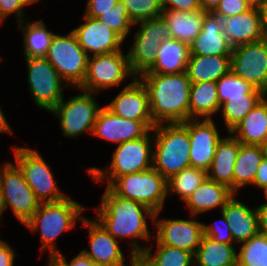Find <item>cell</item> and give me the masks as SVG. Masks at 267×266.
I'll use <instances>...</instances> for the list:
<instances>
[{"label": "cell", "instance_id": "1", "mask_svg": "<svg viewBox=\"0 0 267 266\" xmlns=\"http://www.w3.org/2000/svg\"><path fill=\"white\" fill-rule=\"evenodd\" d=\"M100 203L96 220L115 239H130V256L138 258L146 247H141L136 240H150L147 216L154 220L155 212L139 202L115 195L107 186Z\"/></svg>", "mask_w": 267, "mask_h": 266}, {"label": "cell", "instance_id": "2", "mask_svg": "<svg viewBox=\"0 0 267 266\" xmlns=\"http://www.w3.org/2000/svg\"><path fill=\"white\" fill-rule=\"evenodd\" d=\"M145 85L153 122L183 123L190 119V87L186 72L178 74L144 73L138 77Z\"/></svg>", "mask_w": 267, "mask_h": 266}, {"label": "cell", "instance_id": "3", "mask_svg": "<svg viewBox=\"0 0 267 266\" xmlns=\"http://www.w3.org/2000/svg\"><path fill=\"white\" fill-rule=\"evenodd\" d=\"M152 131V167L166 180L191 166L188 120L183 123L157 124Z\"/></svg>", "mask_w": 267, "mask_h": 266}, {"label": "cell", "instance_id": "4", "mask_svg": "<svg viewBox=\"0 0 267 266\" xmlns=\"http://www.w3.org/2000/svg\"><path fill=\"white\" fill-rule=\"evenodd\" d=\"M85 209L84 205L69 197L58 202L41 203L25 226L31 232L40 230L41 249H48L49 257H56L60 253L55 243L57 237L64 231L73 230L77 220L85 217L81 215Z\"/></svg>", "mask_w": 267, "mask_h": 266}, {"label": "cell", "instance_id": "5", "mask_svg": "<svg viewBox=\"0 0 267 266\" xmlns=\"http://www.w3.org/2000/svg\"><path fill=\"white\" fill-rule=\"evenodd\" d=\"M149 130L143 137L123 142L114 150L107 170L89 167L87 173L95 182L108 183L107 187L118 177L152 168L153 134ZM151 135V136H150Z\"/></svg>", "mask_w": 267, "mask_h": 266}, {"label": "cell", "instance_id": "6", "mask_svg": "<svg viewBox=\"0 0 267 266\" xmlns=\"http://www.w3.org/2000/svg\"><path fill=\"white\" fill-rule=\"evenodd\" d=\"M108 188L117 196L139 202L161 213L167 195V180L153 167L116 178Z\"/></svg>", "mask_w": 267, "mask_h": 266}, {"label": "cell", "instance_id": "7", "mask_svg": "<svg viewBox=\"0 0 267 266\" xmlns=\"http://www.w3.org/2000/svg\"><path fill=\"white\" fill-rule=\"evenodd\" d=\"M0 202L1 216L10 207L23 225L31 219L41 204L22 171L11 161L0 166Z\"/></svg>", "mask_w": 267, "mask_h": 266}, {"label": "cell", "instance_id": "8", "mask_svg": "<svg viewBox=\"0 0 267 266\" xmlns=\"http://www.w3.org/2000/svg\"><path fill=\"white\" fill-rule=\"evenodd\" d=\"M67 86L78 88L86 75L89 55L79 45L73 31L63 36L55 34L45 57Z\"/></svg>", "mask_w": 267, "mask_h": 266}, {"label": "cell", "instance_id": "9", "mask_svg": "<svg viewBox=\"0 0 267 266\" xmlns=\"http://www.w3.org/2000/svg\"><path fill=\"white\" fill-rule=\"evenodd\" d=\"M122 52L90 55L85 78L77 90L97 94L103 89L119 86L127 77L132 76L134 80L136 77L131 71L128 55Z\"/></svg>", "mask_w": 267, "mask_h": 266}, {"label": "cell", "instance_id": "10", "mask_svg": "<svg viewBox=\"0 0 267 266\" xmlns=\"http://www.w3.org/2000/svg\"><path fill=\"white\" fill-rule=\"evenodd\" d=\"M15 164L41 203L58 202L67 196L61 194L50 166L36 149L13 147Z\"/></svg>", "mask_w": 267, "mask_h": 266}, {"label": "cell", "instance_id": "11", "mask_svg": "<svg viewBox=\"0 0 267 266\" xmlns=\"http://www.w3.org/2000/svg\"><path fill=\"white\" fill-rule=\"evenodd\" d=\"M140 28L134 34V44L127 52L129 65L135 77L147 72L157 59V51L164 39L170 38V29L162 16L137 22Z\"/></svg>", "mask_w": 267, "mask_h": 266}, {"label": "cell", "instance_id": "12", "mask_svg": "<svg viewBox=\"0 0 267 266\" xmlns=\"http://www.w3.org/2000/svg\"><path fill=\"white\" fill-rule=\"evenodd\" d=\"M81 93L63 99L54 107L53 113L60 122V128L65 137L75 138L88 132L92 135L98 111L101 109L96 102L94 93L79 90Z\"/></svg>", "mask_w": 267, "mask_h": 266}, {"label": "cell", "instance_id": "13", "mask_svg": "<svg viewBox=\"0 0 267 266\" xmlns=\"http://www.w3.org/2000/svg\"><path fill=\"white\" fill-rule=\"evenodd\" d=\"M25 61L30 95L35 105L50 112L63 99V86L67 84L45 57H30Z\"/></svg>", "mask_w": 267, "mask_h": 266}, {"label": "cell", "instance_id": "14", "mask_svg": "<svg viewBox=\"0 0 267 266\" xmlns=\"http://www.w3.org/2000/svg\"><path fill=\"white\" fill-rule=\"evenodd\" d=\"M230 69L255 88L267 93V41L232 48Z\"/></svg>", "mask_w": 267, "mask_h": 266}, {"label": "cell", "instance_id": "15", "mask_svg": "<svg viewBox=\"0 0 267 266\" xmlns=\"http://www.w3.org/2000/svg\"><path fill=\"white\" fill-rule=\"evenodd\" d=\"M160 213L154 215L156 227V243L187 250L195 255L203 236L202 223L193 219H158ZM157 218V219H156Z\"/></svg>", "mask_w": 267, "mask_h": 266}, {"label": "cell", "instance_id": "16", "mask_svg": "<svg viewBox=\"0 0 267 266\" xmlns=\"http://www.w3.org/2000/svg\"><path fill=\"white\" fill-rule=\"evenodd\" d=\"M155 126L153 121L122 118L104 106L98 111L92 135L119 145L143 137Z\"/></svg>", "mask_w": 267, "mask_h": 266}, {"label": "cell", "instance_id": "17", "mask_svg": "<svg viewBox=\"0 0 267 266\" xmlns=\"http://www.w3.org/2000/svg\"><path fill=\"white\" fill-rule=\"evenodd\" d=\"M190 165L208 171L216 152L217 143L222 139L213 119L188 120Z\"/></svg>", "mask_w": 267, "mask_h": 266}, {"label": "cell", "instance_id": "18", "mask_svg": "<svg viewBox=\"0 0 267 266\" xmlns=\"http://www.w3.org/2000/svg\"><path fill=\"white\" fill-rule=\"evenodd\" d=\"M85 23L72 29L76 35L79 45L87 55L107 54L122 49L123 39L112 29L97 18L83 15ZM89 52V53H88Z\"/></svg>", "mask_w": 267, "mask_h": 266}, {"label": "cell", "instance_id": "19", "mask_svg": "<svg viewBox=\"0 0 267 266\" xmlns=\"http://www.w3.org/2000/svg\"><path fill=\"white\" fill-rule=\"evenodd\" d=\"M81 222L89 231L90 250L83 249L84 254L94 263L107 266H126L124 253L117 239L104 229L96 219L90 220L84 217Z\"/></svg>", "mask_w": 267, "mask_h": 266}, {"label": "cell", "instance_id": "20", "mask_svg": "<svg viewBox=\"0 0 267 266\" xmlns=\"http://www.w3.org/2000/svg\"><path fill=\"white\" fill-rule=\"evenodd\" d=\"M106 107L125 119L153 121L147 89L138 77L125 85Z\"/></svg>", "mask_w": 267, "mask_h": 266}, {"label": "cell", "instance_id": "21", "mask_svg": "<svg viewBox=\"0 0 267 266\" xmlns=\"http://www.w3.org/2000/svg\"><path fill=\"white\" fill-rule=\"evenodd\" d=\"M190 55H231L232 46L223 32V20L213 12L204 11L202 30L191 42Z\"/></svg>", "mask_w": 267, "mask_h": 266}, {"label": "cell", "instance_id": "22", "mask_svg": "<svg viewBox=\"0 0 267 266\" xmlns=\"http://www.w3.org/2000/svg\"><path fill=\"white\" fill-rule=\"evenodd\" d=\"M226 221L236 245L250 240L259 231V217L257 209H251L243 202L237 200L234 195L220 210Z\"/></svg>", "mask_w": 267, "mask_h": 266}, {"label": "cell", "instance_id": "23", "mask_svg": "<svg viewBox=\"0 0 267 266\" xmlns=\"http://www.w3.org/2000/svg\"><path fill=\"white\" fill-rule=\"evenodd\" d=\"M222 20L223 32L232 47L263 39L258 8Z\"/></svg>", "mask_w": 267, "mask_h": 266}, {"label": "cell", "instance_id": "24", "mask_svg": "<svg viewBox=\"0 0 267 266\" xmlns=\"http://www.w3.org/2000/svg\"><path fill=\"white\" fill-rule=\"evenodd\" d=\"M217 143L213 162L207 171V178L227 186L233 191L234 164L239 152L240 142L231 134Z\"/></svg>", "mask_w": 267, "mask_h": 266}, {"label": "cell", "instance_id": "25", "mask_svg": "<svg viewBox=\"0 0 267 266\" xmlns=\"http://www.w3.org/2000/svg\"><path fill=\"white\" fill-rule=\"evenodd\" d=\"M234 192L227 186L206 178L185 201L191 216L225 206Z\"/></svg>", "mask_w": 267, "mask_h": 266}, {"label": "cell", "instance_id": "26", "mask_svg": "<svg viewBox=\"0 0 267 266\" xmlns=\"http://www.w3.org/2000/svg\"><path fill=\"white\" fill-rule=\"evenodd\" d=\"M190 47L173 38L164 39L157 51L154 65L145 73L178 74L186 72Z\"/></svg>", "mask_w": 267, "mask_h": 266}, {"label": "cell", "instance_id": "27", "mask_svg": "<svg viewBox=\"0 0 267 266\" xmlns=\"http://www.w3.org/2000/svg\"><path fill=\"white\" fill-rule=\"evenodd\" d=\"M229 133L240 143L261 145L267 141V97L265 96Z\"/></svg>", "mask_w": 267, "mask_h": 266}, {"label": "cell", "instance_id": "28", "mask_svg": "<svg viewBox=\"0 0 267 266\" xmlns=\"http://www.w3.org/2000/svg\"><path fill=\"white\" fill-rule=\"evenodd\" d=\"M231 55H190L186 74L191 83L217 82L230 69Z\"/></svg>", "mask_w": 267, "mask_h": 266}, {"label": "cell", "instance_id": "29", "mask_svg": "<svg viewBox=\"0 0 267 266\" xmlns=\"http://www.w3.org/2000/svg\"><path fill=\"white\" fill-rule=\"evenodd\" d=\"M161 16L170 29V38L190 45L202 30L204 11L191 12L179 10H163Z\"/></svg>", "mask_w": 267, "mask_h": 266}, {"label": "cell", "instance_id": "30", "mask_svg": "<svg viewBox=\"0 0 267 266\" xmlns=\"http://www.w3.org/2000/svg\"><path fill=\"white\" fill-rule=\"evenodd\" d=\"M264 159L260 145L240 143L239 152L233 171V192L252 185L259 165Z\"/></svg>", "mask_w": 267, "mask_h": 266}, {"label": "cell", "instance_id": "31", "mask_svg": "<svg viewBox=\"0 0 267 266\" xmlns=\"http://www.w3.org/2000/svg\"><path fill=\"white\" fill-rule=\"evenodd\" d=\"M194 263L196 266H237V251L234 245L216 242L203 235Z\"/></svg>", "mask_w": 267, "mask_h": 266}, {"label": "cell", "instance_id": "32", "mask_svg": "<svg viewBox=\"0 0 267 266\" xmlns=\"http://www.w3.org/2000/svg\"><path fill=\"white\" fill-rule=\"evenodd\" d=\"M190 119H212L219 112L216 82L191 83L190 87Z\"/></svg>", "mask_w": 267, "mask_h": 266}, {"label": "cell", "instance_id": "33", "mask_svg": "<svg viewBox=\"0 0 267 266\" xmlns=\"http://www.w3.org/2000/svg\"><path fill=\"white\" fill-rule=\"evenodd\" d=\"M41 20L34 22H19L20 31L24 35V55L30 57H46L51 40L55 35L49 31L46 24Z\"/></svg>", "mask_w": 267, "mask_h": 266}, {"label": "cell", "instance_id": "34", "mask_svg": "<svg viewBox=\"0 0 267 266\" xmlns=\"http://www.w3.org/2000/svg\"><path fill=\"white\" fill-rule=\"evenodd\" d=\"M156 252L146 247L138 259L145 266H193L194 255L184 249L156 243Z\"/></svg>", "mask_w": 267, "mask_h": 266}, {"label": "cell", "instance_id": "35", "mask_svg": "<svg viewBox=\"0 0 267 266\" xmlns=\"http://www.w3.org/2000/svg\"><path fill=\"white\" fill-rule=\"evenodd\" d=\"M266 93L258 88H253L244 97L229 98L220 106L223 120L230 132L264 97Z\"/></svg>", "mask_w": 267, "mask_h": 266}, {"label": "cell", "instance_id": "36", "mask_svg": "<svg viewBox=\"0 0 267 266\" xmlns=\"http://www.w3.org/2000/svg\"><path fill=\"white\" fill-rule=\"evenodd\" d=\"M206 178L207 172L202 169L184 168L167 180V195L177 194L185 202Z\"/></svg>", "mask_w": 267, "mask_h": 266}, {"label": "cell", "instance_id": "37", "mask_svg": "<svg viewBox=\"0 0 267 266\" xmlns=\"http://www.w3.org/2000/svg\"><path fill=\"white\" fill-rule=\"evenodd\" d=\"M240 245L237 266H267V235L259 232Z\"/></svg>", "mask_w": 267, "mask_h": 266}, {"label": "cell", "instance_id": "38", "mask_svg": "<svg viewBox=\"0 0 267 266\" xmlns=\"http://www.w3.org/2000/svg\"><path fill=\"white\" fill-rule=\"evenodd\" d=\"M217 93L220 105L229 98L244 97L254 86L238 77L232 70H229L217 82Z\"/></svg>", "mask_w": 267, "mask_h": 266}, {"label": "cell", "instance_id": "39", "mask_svg": "<svg viewBox=\"0 0 267 266\" xmlns=\"http://www.w3.org/2000/svg\"><path fill=\"white\" fill-rule=\"evenodd\" d=\"M97 19L116 32L123 40L127 38L131 27L135 26L130 20L126 6L120 0L114 7L99 15Z\"/></svg>", "mask_w": 267, "mask_h": 266}, {"label": "cell", "instance_id": "40", "mask_svg": "<svg viewBox=\"0 0 267 266\" xmlns=\"http://www.w3.org/2000/svg\"><path fill=\"white\" fill-rule=\"evenodd\" d=\"M127 8L130 20L134 23L160 17L163 12L161 0H120Z\"/></svg>", "mask_w": 267, "mask_h": 266}, {"label": "cell", "instance_id": "41", "mask_svg": "<svg viewBox=\"0 0 267 266\" xmlns=\"http://www.w3.org/2000/svg\"><path fill=\"white\" fill-rule=\"evenodd\" d=\"M221 217L222 219H220L218 223L214 222L209 225L202 223L203 235L210 237L216 242L235 245L229 228V223L226 221L222 212ZM222 224L223 227L221 226Z\"/></svg>", "mask_w": 267, "mask_h": 266}, {"label": "cell", "instance_id": "42", "mask_svg": "<svg viewBox=\"0 0 267 266\" xmlns=\"http://www.w3.org/2000/svg\"><path fill=\"white\" fill-rule=\"evenodd\" d=\"M251 9L245 0H220L219 5L213 11L215 15L224 19L237 14L244 13Z\"/></svg>", "mask_w": 267, "mask_h": 266}, {"label": "cell", "instance_id": "43", "mask_svg": "<svg viewBox=\"0 0 267 266\" xmlns=\"http://www.w3.org/2000/svg\"><path fill=\"white\" fill-rule=\"evenodd\" d=\"M23 8L25 6L21 0H0V23L2 24L13 13L17 16V23L24 21Z\"/></svg>", "mask_w": 267, "mask_h": 266}, {"label": "cell", "instance_id": "44", "mask_svg": "<svg viewBox=\"0 0 267 266\" xmlns=\"http://www.w3.org/2000/svg\"><path fill=\"white\" fill-rule=\"evenodd\" d=\"M118 0H88L86 3L85 16L97 18L103 12L114 7Z\"/></svg>", "mask_w": 267, "mask_h": 266}, {"label": "cell", "instance_id": "45", "mask_svg": "<svg viewBox=\"0 0 267 266\" xmlns=\"http://www.w3.org/2000/svg\"><path fill=\"white\" fill-rule=\"evenodd\" d=\"M163 10L191 12L201 10L199 0H161Z\"/></svg>", "mask_w": 267, "mask_h": 266}, {"label": "cell", "instance_id": "46", "mask_svg": "<svg viewBox=\"0 0 267 266\" xmlns=\"http://www.w3.org/2000/svg\"><path fill=\"white\" fill-rule=\"evenodd\" d=\"M15 250L8 242L0 239V266H13Z\"/></svg>", "mask_w": 267, "mask_h": 266}, {"label": "cell", "instance_id": "47", "mask_svg": "<svg viewBox=\"0 0 267 266\" xmlns=\"http://www.w3.org/2000/svg\"><path fill=\"white\" fill-rule=\"evenodd\" d=\"M65 266H92L94 263L86 254L80 251L70 262H67L66 257L60 252L56 256Z\"/></svg>", "mask_w": 267, "mask_h": 266}, {"label": "cell", "instance_id": "48", "mask_svg": "<svg viewBox=\"0 0 267 266\" xmlns=\"http://www.w3.org/2000/svg\"><path fill=\"white\" fill-rule=\"evenodd\" d=\"M254 186L264 191L267 188V160L263 159L256 172Z\"/></svg>", "mask_w": 267, "mask_h": 266}, {"label": "cell", "instance_id": "49", "mask_svg": "<svg viewBox=\"0 0 267 266\" xmlns=\"http://www.w3.org/2000/svg\"><path fill=\"white\" fill-rule=\"evenodd\" d=\"M259 217V231L267 235V201L256 207Z\"/></svg>", "mask_w": 267, "mask_h": 266}, {"label": "cell", "instance_id": "50", "mask_svg": "<svg viewBox=\"0 0 267 266\" xmlns=\"http://www.w3.org/2000/svg\"><path fill=\"white\" fill-rule=\"evenodd\" d=\"M260 14L262 38L267 41V2L258 8Z\"/></svg>", "mask_w": 267, "mask_h": 266}, {"label": "cell", "instance_id": "51", "mask_svg": "<svg viewBox=\"0 0 267 266\" xmlns=\"http://www.w3.org/2000/svg\"><path fill=\"white\" fill-rule=\"evenodd\" d=\"M201 9L205 12H213L219 5L220 0H199Z\"/></svg>", "mask_w": 267, "mask_h": 266}, {"label": "cell", "instance_id": "52", "mask_svg": "<svg viewBox=\"0 0 267 266\" xmlns=\"http://www.w3.org/2000/svg\"><path fill=\"white\" fill-rule=\"evenodd\" d=\"M11 129L12 128L9 125V122L6 120V117L4 116L0 108V133H9L11 135L13 134V131Z\"/></svg>", "mask_w": 267, "mask_h": 266}, {"label": "cell", "instance_id": "53", "mask_svg": "<svg viewBox=\"0 0 267 266\" xmlns=\"http://www.w3.org/2000/svg\"><path fill=\"white\" fill-rule=\"evenodd\" d=\"M251 8H260L267 0H245Z\"/></svg>", "mask_w": 267, "mask_h": 266}, {"label": "cell", "instance_id": "54", "mask_svg": "<svg viewBox=\"0 0 267 266\" xmlns=\"http://www.w3.org/2000/svg\"><path fill=\"white\" fill-rule=\"evenodd\" d=\"M48 266H65L57 257L48 256Z\"/></svg>", "mask_w": 267, "mask_h": 266}, {"label": "cell", "instance_id": "55", "mask_svg": "<svg viewBox=\"0 0 267 266\" xmlns=\"http://www.w3.org/2000/svg\"><path fill=\"white\" fill-rule=\"evenodd\" d=\"M130 265L129 266H145L138 258L135 256L130 257Z\"/></svg>", "mask_w": 267, "mask_h": 266}, {"label": "cell", "instance_id": "56", "mask_svg": "<svg viewBox=\"0 0 267 266\" xmlns=\"http://www.w3.org/2000/svg\"><path fill=\"white\" fill-rule=\"evenodd\" d=\"M263 153V157L267 160V141L260 145Z\"/></svg>", "mask_w": 267, "mask_h": 266}, {"label": "cell", "instance_id": "57", "mask_svg": "<svg viewBox=\"0 0 267 266\" xmlns=\"http://www.w3.org/2000/svg\"><path fill=\"white\" fill-rule=\"evenodd\" d=\"M39 0H21V3L26 7L27 5H32L34 3H37Z\"/></svg>", "mask_w": 267, "mask_h": 266}, {"label": "cell", "instance_id": "58", "mask_svg": "<svg viewBox=\"0 0 267 266\" xmlns=\"http://www.w3.org/2000/svg\"><path fill=\"white\" fill-rule=\"evenodd\" d=\"M92 266H107V265L98 264V263H93Z\"/></svg>", "mask_w": 267, "mask_h": 266}, {"label": "cell", "instance_id": "59", "mask_svg": "<svg viewBox=\"0 0 267 266\" xmlns=\"http://www.w3.org/2000/svg\"><path fill=\"white\" fill-rule=\"evenodd\" d=\"M263 192H264V196H265L266 201H267V188Z\"/></svg>", "mask_w": 267, "mask_h": 266}, {"label": "cell", "instance_id": "60", "mask_svg": "<svg viewBox=\"0 0 267 266\" xmlns=\"http://www.w3.org/2000/svg\"><path fill=\"white\" fill-rule=\"evenodd\" d=\"M0 218H1V202H0ZM0 221H1V219H0Z\"/></svg>", "mask_w": 267, "mask_h": 266}]
</instances>
